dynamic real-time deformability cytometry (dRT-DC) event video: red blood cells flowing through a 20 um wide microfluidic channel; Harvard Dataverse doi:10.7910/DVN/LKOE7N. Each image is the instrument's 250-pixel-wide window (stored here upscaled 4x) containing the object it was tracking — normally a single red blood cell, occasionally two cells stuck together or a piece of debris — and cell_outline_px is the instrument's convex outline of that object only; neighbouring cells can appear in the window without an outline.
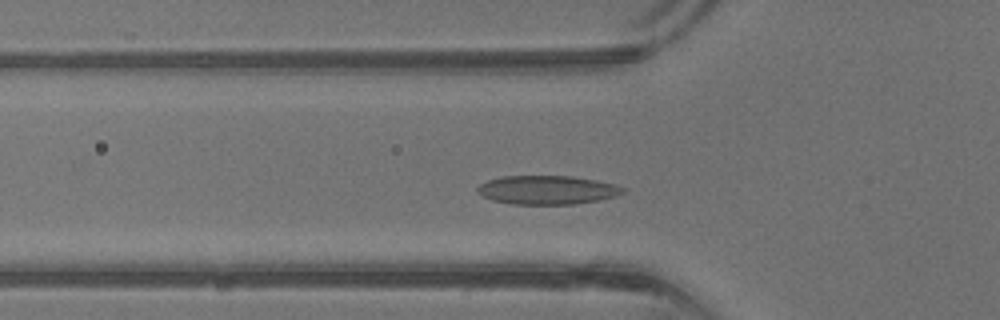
{"species": "common noctule bat (a hibernating species)", "species_latin": "Nyctalus noctula", "temperature_condition": "warm", "stored_images_in_passage": 34, "camera_frame_rate_fps": 3000, "um_per_image_px": 0.085, "animal": {"sex": "male", "body_mass_g": 13.3}, "frame": {"image": 1, "passage_image": 11, "time_ms": 3.333, "image_size_px": [1000, 320], "cell_outline_px": [[628, 192], [616, 196], [600, 200], [572, 204], [512, 204], [492, 200], [476, 192], [476, 188], [480, 184], [488, 180], [500, 176], [572, 176], [596, 180], [616, 184], [624, 188]], "centroid_in_image_um": [46.54, 16.14], "position_along_channel_um": 79.3, "area_um2": 24.57}}
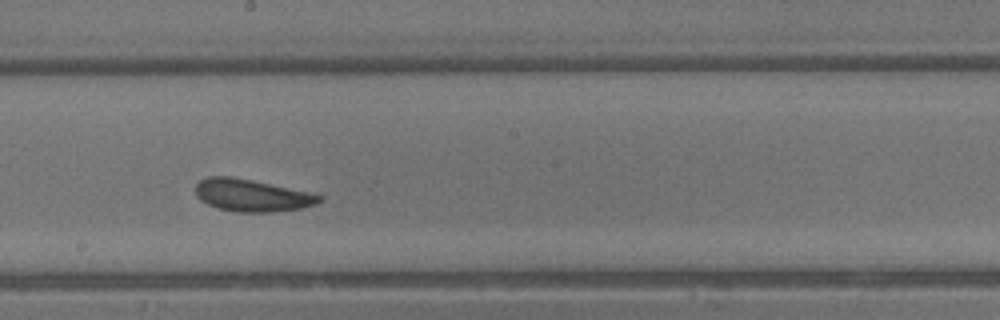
{"frame": {"image": 2, "passage_image": 20, "time_ms": 6.333, "image_size_px": [1000, 320], "cell_outline_px": [[324, 196], [316, 204], [300, 208], [272, 212], [236, 212], [216, 208], [200, 200], [196, 196], [196, 184], [200, 180], [208, 176], [232, 176], [252, 180], [308, 192]], "centroid_in_image_um": [21.36, 16.6], "position_along_channel_um": 226.8, "area_um2": 23.18}}
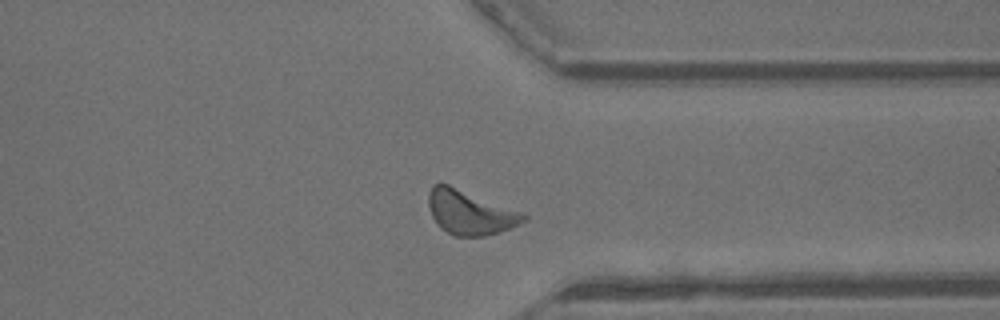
{"frame": {"image": 3, "passage_image": 29, "time_ms": 9.333, "image_size_px": [1000, 320], "cell_outline_px": [[528, 220], [508, 228], [484, 236], [456, 236], [440, 228], [436, 224], [432, 216], [428, 204], [428, 192], [432, 184], [448, 184], [524, 212], [528, 216]], "centroid_in_image_um": [39.94, 18.04], "position_along_channel_um": 371.5, "area_um2": 24.51}, "authors_computed_cell_mechanics": {"area_um2": 23.1778, "velocity_mm_per_s": 4.8967, "shape_relaxation_time_tau1_ms": 2.6034, "shape_relaxation_time_tau2_ms": 3.3462, "deformation_change_tau1": 0.0805, "deformation_change_tau2": 0.1291}}